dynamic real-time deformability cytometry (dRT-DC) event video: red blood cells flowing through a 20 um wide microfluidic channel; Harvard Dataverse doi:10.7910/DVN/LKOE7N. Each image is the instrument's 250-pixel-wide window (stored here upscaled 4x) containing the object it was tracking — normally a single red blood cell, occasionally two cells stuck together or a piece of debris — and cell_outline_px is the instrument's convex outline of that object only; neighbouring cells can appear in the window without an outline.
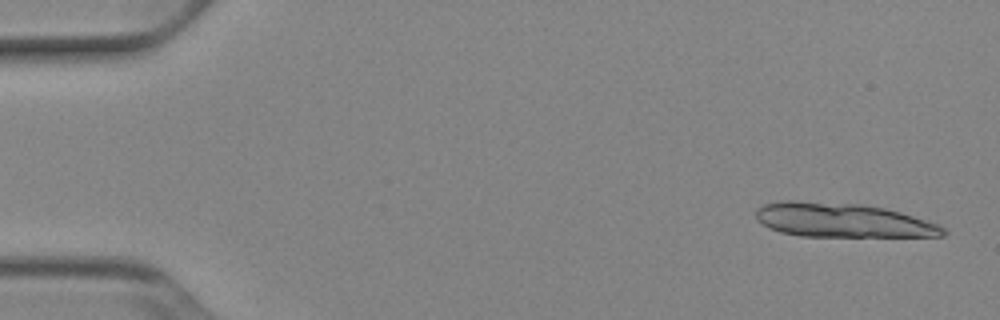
{"species": "Egyptian fruit bat (a non-hibernating species)", "species_latin": "Rousettus aegyptiacus", "temperature_condition": "cold", "stored_images_in_passage": 13, "camera_frame_rate_fps": 3000, "um_per_image_px": 0.085, "animal": {"sex": "female"}, "frame": {"image": 1, "passage_image": 2, "time_ms": 0.333, "image_size_px": [1000, 320], "cell_outline_px": [[948, 232], [944, 236], [800, 236], [780, 232], [768, 228], [756, 220], [756, 208], [764, 204], [780, 200], [792, 200], [860, 204], [884, 208], [900, 212], [936, 224], [944, 228]], "centroid_in_image_um": [71.54, 18.71], "position_along_channel_um": 13.5, "area_um2": 37.22}}